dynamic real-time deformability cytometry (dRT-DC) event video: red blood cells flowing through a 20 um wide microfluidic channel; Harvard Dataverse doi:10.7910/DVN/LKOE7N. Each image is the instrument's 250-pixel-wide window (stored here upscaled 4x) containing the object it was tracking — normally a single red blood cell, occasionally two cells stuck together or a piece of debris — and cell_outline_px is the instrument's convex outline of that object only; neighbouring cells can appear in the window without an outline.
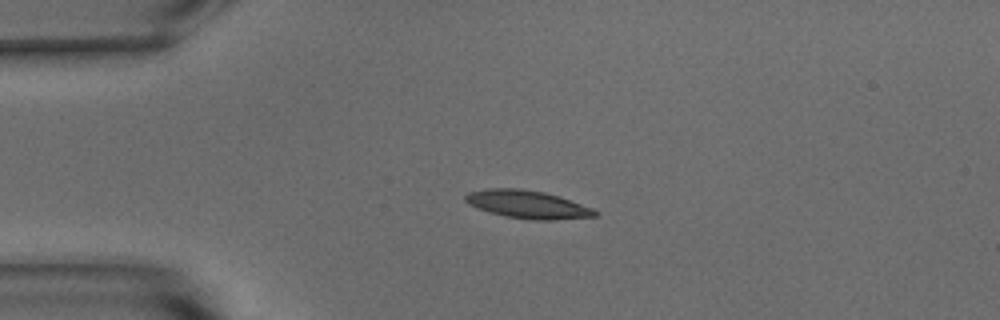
{"species": "common noctule bat (a hibernating species)", "species_latin": "Nyctalus noctula", "temperature_condition": "warm", "stored_images_in_passage": 42, "camera_frame_rate_fps": 3000, "um_per_image_px": 0.085, "animal": {"sex": "male", "body_mass_g": 15.6}, "frame": {"image": 1, "passage_image": 1, "time_ms": 0.0, "image_size_px": [1000, 320], "cell_outline_px": [[600, 212], [596, 216], [556, 220], [532, 220], [504, 216], [488, 212], [476, 208], [468, 204], [464, 200], [464, 196], [468, 192], [488, 188], [520, 188], [544, 192], [560, 196], [592, 208]], "centroid_in_image_um": [44.82, 17.37], "position_along_channel_um": 40.2, "area_um2": 21.39}}
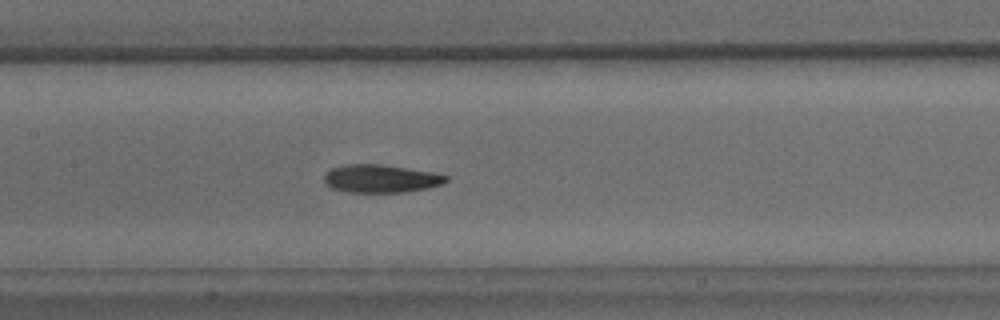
{"frame": {"image": 2, "passage_image": 14, "time_ms": 4.333, "image_size_px": [1000, 320], "cell_outline_px": [[448, 180], [444, 184], [428, 188], [404, 192], [348, 192], [332, 188], [324, 180], [324, 176], [332, 168], [344, 164], [384, 164], [432, 172], [448, 176]], "centroid_in_image_um": [32.4, 15.18], "position_along_channel_um": 175.0, "area_um2": 19.88}}
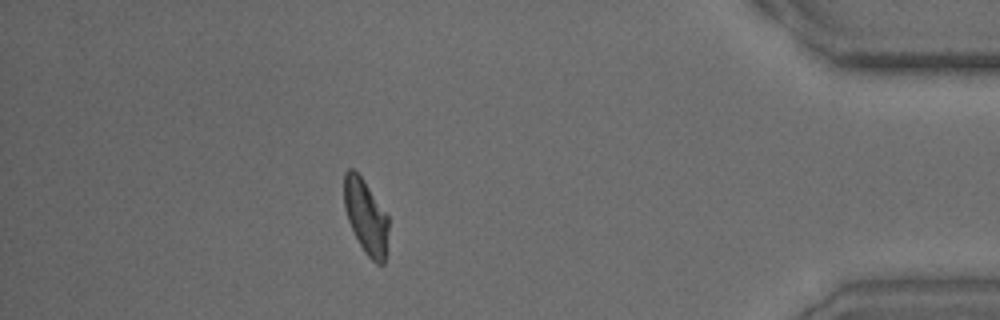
{"frame": {"image": 3, "passage_image": 36, "time_ms": 11.667, "image_size_px": [1000, 320], "cell_outline_px": [[388, 228], [384, 264], [376, 264], [364, 252], [348, 220], [344, 208], [344, 172], [348, 168], [352, 168], [364, 180], [388, 216]], "centroid_in_image_um": [31.08, 18.4], "position_along_channel_um": 404.1, "area_um2": 19.02}, "authors_computed_cell_mechanics": {"area_um2": 19.8832, "velocity_mm_per_s": 3.7413, "shape_relaxation_time_tau1_ms": 8.9997, "shape_relaxation_time_tau2_ms": 4.2332, "deformation_change_tau1": 0.2427, "deformation_change_tau2": 0.1137}}